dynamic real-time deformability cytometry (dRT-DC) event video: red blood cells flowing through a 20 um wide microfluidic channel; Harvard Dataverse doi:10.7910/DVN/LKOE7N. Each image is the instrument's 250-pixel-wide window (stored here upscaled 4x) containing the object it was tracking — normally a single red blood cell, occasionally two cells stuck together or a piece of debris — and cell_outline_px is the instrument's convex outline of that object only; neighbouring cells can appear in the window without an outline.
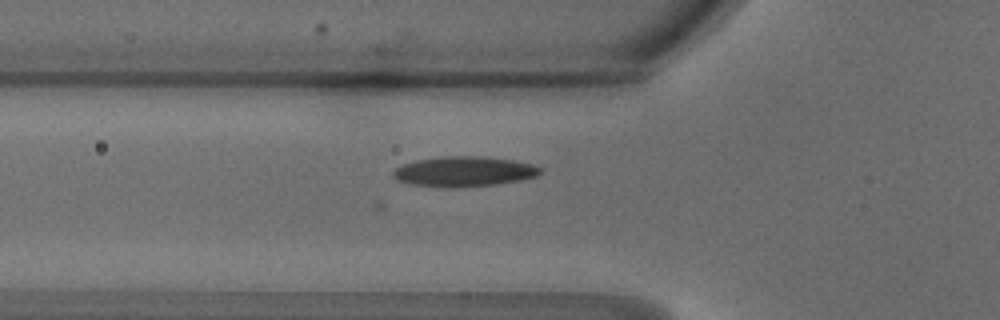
{"species": "common noctule bat (a hibernating species)", "species_latin": "Nyctalus noctula", "temperature_condition": "warm", "stored_images_in_passage": 42, "camera_frame_rate_fps": 3000, "um_per_image_px": 0.085, "animal": {"sex": "male", "body_mass_g": 18.8}, "frame": {"image": 1, "passage_image": 11, "time_ms": 3.333, "image_size_px": [1000, 320], "cell_outline_px": [[544, 172], [536, 176], [520, 180], [496, 184], [452, 188], [444, 188], [412, 184], [400, 180], [392, 176], [392, 172], [396, 168], [404, 164], [416, 160], [440, 156], [484, 156], [512, 160], [532, 164], [540, 168]], "centroid_in_image_um": [39.45, 14.58], "position_along_channel_um": 86.4, "area_um2": 25.84}}
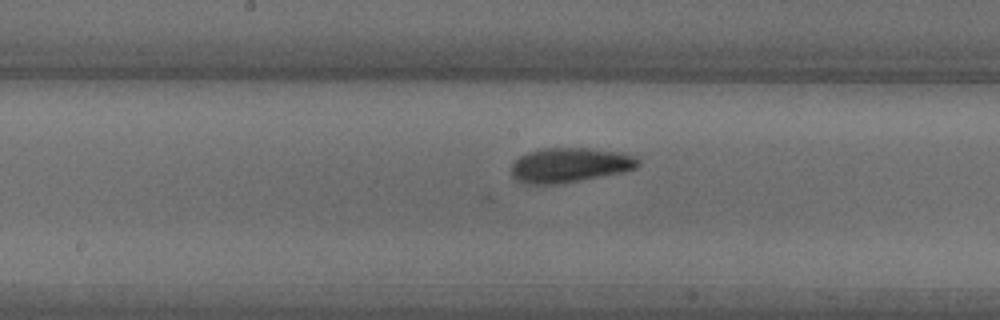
{"frame": {"image": 2, "passage_image": 19, "time_ms": 6.0, "image_size_px": [1000, 320], "cell_outline_px": [[640, 164], [636, 168], [620, 172], [580, 180], [556, 184], [524, 184], [516, 180], [512, 176], [512, 164], [520, 156], [528, 152], [544, 148], [588, 148], [620, 152], [636, 156], [640, 160]], "centroid_in_image_um": [48.42, 14.03], "position_along_channel_um": 199.8, "area_um2": 25.49}}
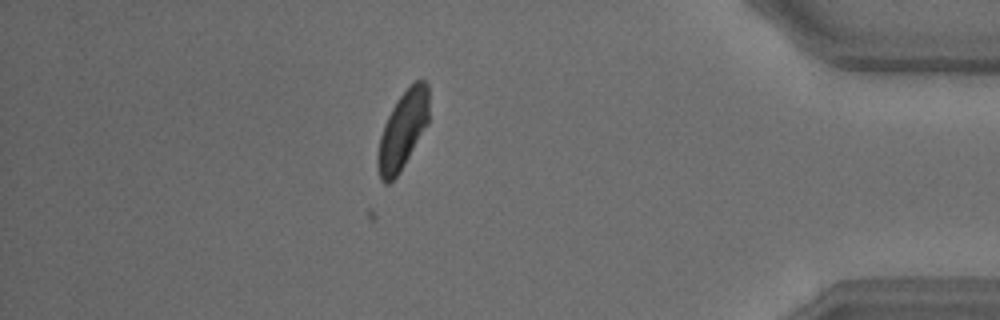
{"frame": {"image": 3, "passage_image": 36, "time_ms": 11.667, "image_size_px": [1000, 320], "cell_outline_px": [[428, 124], [400, 172], [388, 184], [384, 184], [380, 180], [376, 164], [376, 152], [380, 136], [384, 124], [396, 100], [416, 80], [424, 80], [428, 84]], "centroid_in_image_um": [34.2, 11.11], "position_along_channel_um": 401.0, "area_um2": 23.29}}